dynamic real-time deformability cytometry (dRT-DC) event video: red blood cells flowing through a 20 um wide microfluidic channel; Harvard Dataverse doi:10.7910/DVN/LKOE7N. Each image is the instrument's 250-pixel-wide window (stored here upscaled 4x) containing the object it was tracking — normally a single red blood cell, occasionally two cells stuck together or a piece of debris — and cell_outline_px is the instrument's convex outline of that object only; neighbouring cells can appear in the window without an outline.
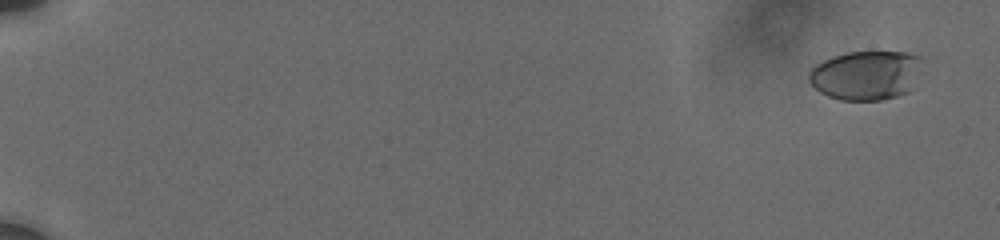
{"species": "human", "species_latin": "Homo sapiens", "temperature_condition": "cold", "stored_images_in_passage": 22, "camera_frame_rate_fps": 3000, "um_per_image_px": 0.085, "donor": {"sex": "male"}, "frame": {"image": 1, "passage_image": 3, "time_ms": 1.0, "image_size_px": [1000, 240], "cell_outline_px": [[924, 56], [908, 92], [896, 96], [880, 100], [840, 100], [828, 96], [820, 92], [808, 80], [808, 72], [816, 64], [832, 56], [848, 52], [908, 52]], "centroid_in_image_um": [73.58, 6.38], "position_along_channel_um": 11.4, "area_um2": 32.43}}
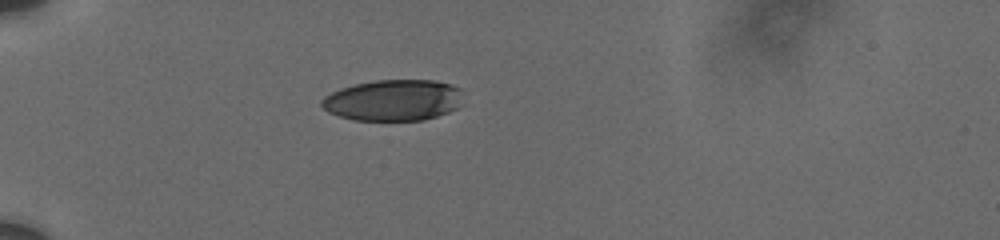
{"frame": {"image": 2, "passage_image": 17, "time_ms": 6.667, "image_size_px": [1000, 240], "cell_outline_px": [[460, 88], [456, 108], [448, 112], [424, 120], [352, 120], [328, 112], [320, 104], [320, 100], [324, 96], [340, 88], [356, 84], [376, 80], [432, 80], [452, 84]], "centroid_in_image_um": [33.37, 8.51], "position_along_channel_um": 51.6, "area_um2": 33.64}}
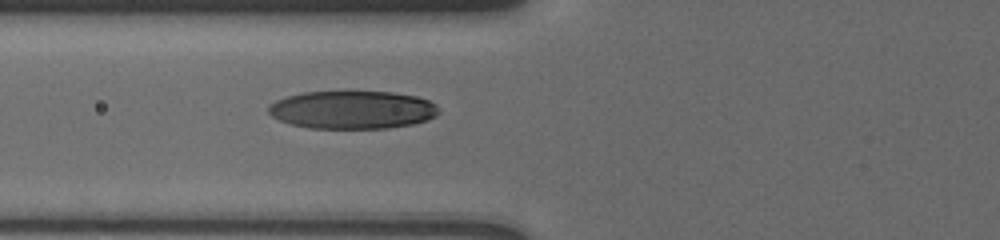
{"frame": {"image": 3, "passage_image": 22, "time_ms": 8.667, "image_size_px": [1000, 240], "cell_outline_px": [[440, 112], [436, 116], [428, 120], [412, 124], [388, 128], [308, 128], [292, 124], [280, 120], [272, 116], [268, 112], [268, 104], [276, 100], [300, 92], [392, 92], [416, 96], [428, 100], [436, 104], [440, 108]], "centroid_in_image_um": [29.97, 9.33], "position_along_channel_um": 95.8, "area_um2": 37.86}}